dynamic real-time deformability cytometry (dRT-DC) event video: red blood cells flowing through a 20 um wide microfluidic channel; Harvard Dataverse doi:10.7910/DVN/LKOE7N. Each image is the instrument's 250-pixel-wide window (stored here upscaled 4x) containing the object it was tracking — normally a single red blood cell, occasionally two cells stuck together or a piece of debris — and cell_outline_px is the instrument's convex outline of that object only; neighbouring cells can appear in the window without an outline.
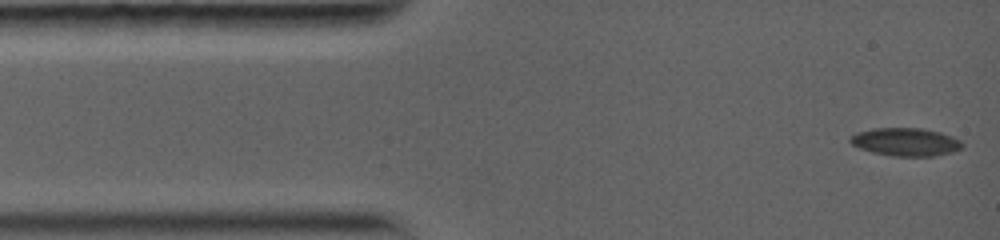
{"species": "common noctule bat (a hibernating species)", "species_latin": "Nyctalus noctula", "temperature_condition": "warm", "stored_images_in_passage": 7, "camera_frame_rate_fps": 5000, "um_per_image_px": 0.085, "animal": {"sex": "female", "body_mass_g": 19.0, "forearm_length_mm": 56.7}, "frame": {"image": 1, "passage_image": 1, "time_ms": 0.0, "image_size_px": [1000, 240], "cell_outline_px": [[964, 144], [960, 148], [952, 152], [932, 156], [892, 156], [872, 152], [860, 148], [852, 144], [848, 140], [856, 132], [876, 128], [920, 128], [940, 132], [952, 136], [960, 140]], "centroid_in_image_um": [76.98, 12.06], "position_along_channel_um": 8.0, "area_um2": 18.21}}
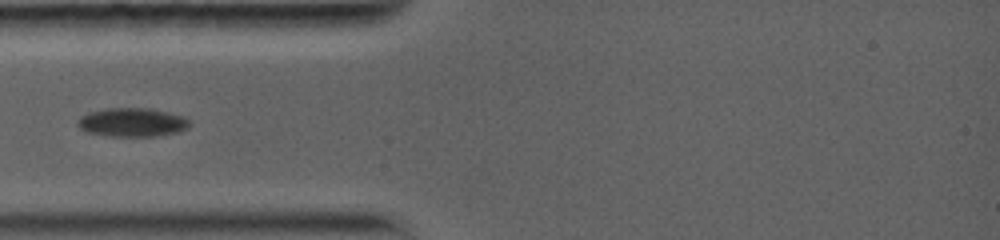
{"frame": {"image": 2, "passage_image": 5, "time_ms": 3.6, "image_size_px": [1000, 240], "cell_outline_px": [[188, 128], [180, 132], [156, 136], [108, 136], [84, 132], [76, 124], [76, 120], [80, 116], [88, 112], [104, 108], [148, 108], [168, 112], [180, 116], [188, 120]], "centroid_in_image_um": [11.16, 10.4], "position_along_channel_um": 73.8, "area_um2": 18.9}}
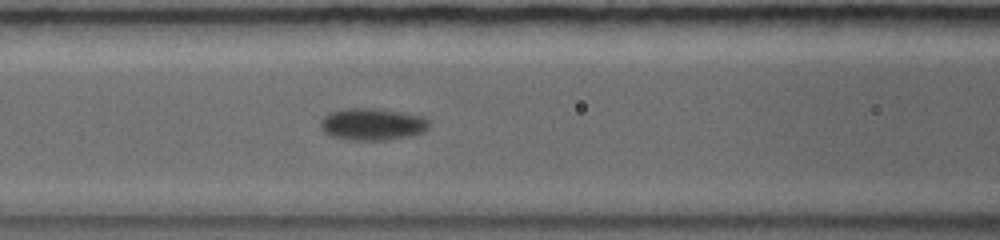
{"frame": {"image": 3, "passage_image": 7, "time_ms": 5.2, "image_size_px": [1000, 240], "cell_outline_px": [[428, 128], [424, 132], [412, 136], [384, 140], [348, 140], [328, 136], [320, 128], [320, 120], [328, 112], [344, 108], [380, 108], [424, 116], [428, 120]], "centroid_in_image_um": [31.62, 10.55], "position_along_channel_um": 135.0, "area_um2": 20.75}}